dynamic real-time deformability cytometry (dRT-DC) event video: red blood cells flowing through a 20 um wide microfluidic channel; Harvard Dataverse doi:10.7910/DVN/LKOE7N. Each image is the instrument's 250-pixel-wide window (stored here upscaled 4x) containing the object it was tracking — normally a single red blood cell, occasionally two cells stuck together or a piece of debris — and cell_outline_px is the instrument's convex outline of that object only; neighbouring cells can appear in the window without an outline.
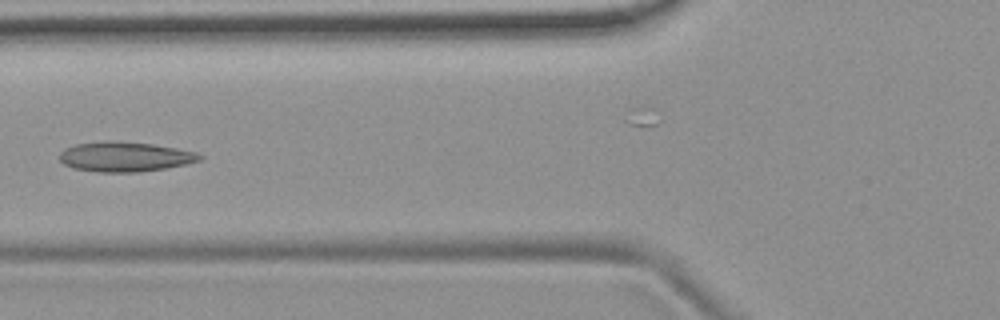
{"species": "common noctule bat (a hibernating species)", "species_latin": "Nyctalus noctula", "temperature_condition": "room temperature", "stored_images_in_passage": 8, "camera_frame_rate_fps": 3000, "um_per_image_px": 0.085, "animal": {"sex": "female", "body_mass_g": 19.9}, "frame": {"image": 1, "passage_image": 7, "time_ms": 6.667, "image_size_px": [1000, 320], "cell_outline_px": [[204, 156], [200, 160], [168, 168], [136, 172], [96, 172], [72, 168], [64, 164], [60, 160], [60, 152], [64, 148], [76, 144], [104, 140], [112, 140], [152, 144], [176, 148], [196, 152]], "centroid_in_image_um": [10.59, 13.32], "position_along_channel_um": 115.2, "area_um2": 24.51}}